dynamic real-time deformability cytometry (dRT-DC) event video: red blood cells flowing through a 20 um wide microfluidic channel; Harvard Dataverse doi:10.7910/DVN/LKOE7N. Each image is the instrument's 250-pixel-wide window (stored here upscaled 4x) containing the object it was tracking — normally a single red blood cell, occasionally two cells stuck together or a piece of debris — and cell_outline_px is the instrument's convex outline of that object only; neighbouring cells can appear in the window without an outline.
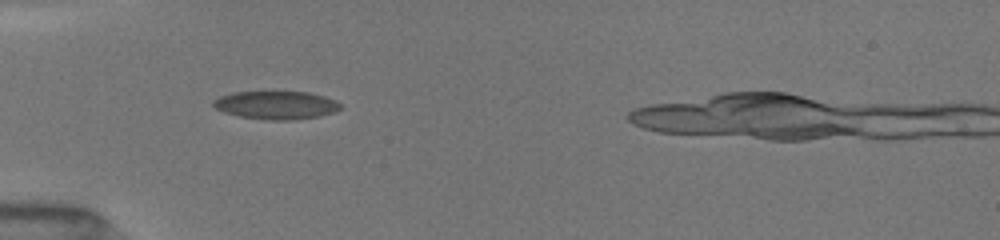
{"species": "common noctule bat (a hibernating species)", "species_latin": "Nyctalus noctula", "temperature_condition": "room temperature", "stored_images_in_passage": 15, "camera_frame_rate_fps": 3000, "um_per_image_px": 0.085, "animal": {"sex": "female", "body_mass_g": 19.5, "forearm_length_mm": 54.1}, "frame": {"image": 1, "passage_image": 6, "time_ms": 2.0, "image_size_px": [1000, 240], "cell_outline_px": [[340, 108], [332, 112], [320, 116], [292, 120], [272, 120], [240, 116], [224, 112], [216, 108], [212, 104], [212, 100], [220, 96], [232, 92], [308, 92], [324, 96], [340, 104]], "centroid_in_image_um": [23.43, 8.93], "position_along_channel_um": 61.6, "area_um2": 20.58}}
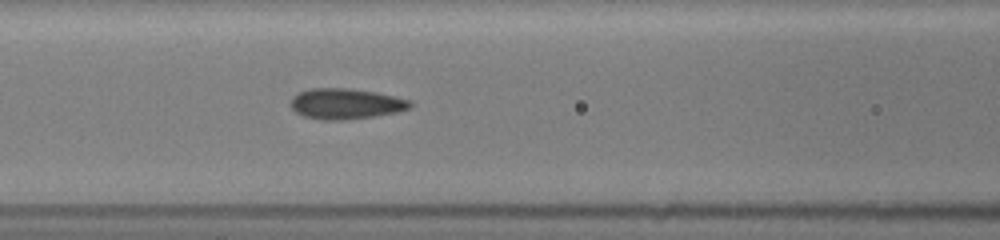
{"frame": {"image": 2, "passage_image": 12, "time_ms": 4.0, "image_size_px": [1000, 240], "cell_outline_px": [[412, 104], [408, 108], [396, 112], [372, 116], [344, 120], [320, 120], [304, 116], [296, 112], [292, 108], [292, 100], [300, 92], [308, 88], [352, 88], [376, 92], [408, 100]], "centroid_in_image_um": [29.36, 8.82], "position_along_channel_um": 137.2, "area_um2": 20.98}}
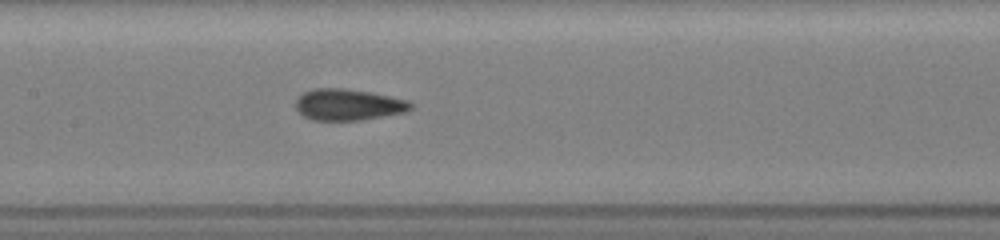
{"frame": {"image": 3, "passage_image": 15, "time_ms": 5.0, "image_size_px": [1000, 240], "cell_outline_px": [[412, 108], [404, 112], [360, 120], [312, 120], [304, 116], [296, 108], [296, 96], [312, 88], [344, 88], [368, 92], [408, 100], [412, 104]], "centroid_in_image_um": [29.55, 8.89], "position_along_channel_um": 177.8, "area_um2": 20.87}}